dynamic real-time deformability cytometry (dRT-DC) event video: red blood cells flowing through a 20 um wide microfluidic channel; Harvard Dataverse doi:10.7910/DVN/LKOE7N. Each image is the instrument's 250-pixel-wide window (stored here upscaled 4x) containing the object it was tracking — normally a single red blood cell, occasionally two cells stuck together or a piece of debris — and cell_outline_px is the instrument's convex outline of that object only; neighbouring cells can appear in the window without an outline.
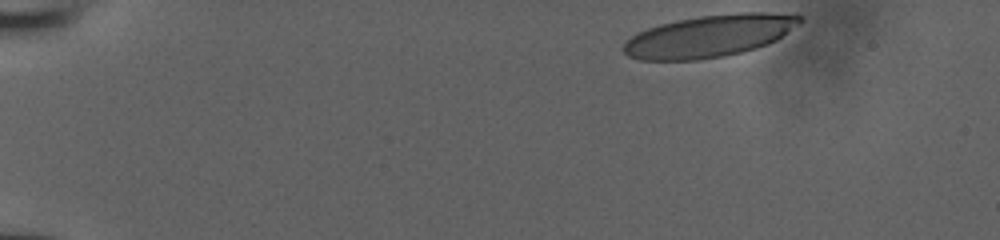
{"species": "human", "species_latin": "Homo sapiens", "temperature_condition": "room temperature", "stored_images_in_passage": 39, "camera_frame_rate_fps": 3000, "um_per_image_px": 0.085, "donor": {"sex": "male"}, "frame": {"image": 1, "passage_image": 1, "time_ms": 0.0, "image_size_px": [1000, 240], "cell_outline_px": [[804, 20], [800, 24], [776, 40], [768, 44], [756, 48], [724, 56], [696, 60], [640, 60], [628, 56], [620, 48], [624, 40], [636, 32], [660, 24], [676, 20], [700, 16], [740, 12], [796, 12], [804, 16]], "centroid_in_image_um": [60.33, 3.04], "position_along_channel_um": 24.7, "area_um2": 44.04}}
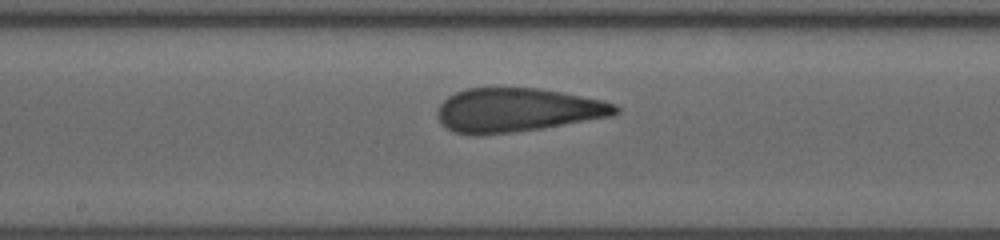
{"frame": {"image": 2, "passage_image": 23, "time_ms": 7.333, "image_size_px": [1000, 240], "cell_outline_px": [[620, 112], [612, 116], [544, 128], [512, 132], [456, 132], [448, 128], [440, 120], [436, 112], [440, 104], [448, 96], [456, 92], [468, 88], [540, 88], [604, 100], [616, 104], [620, 108]], "centroid_in_image_um": [44.06, 9.32], "position_along_channel_um": 204.1, "area_um2": 44.74}}
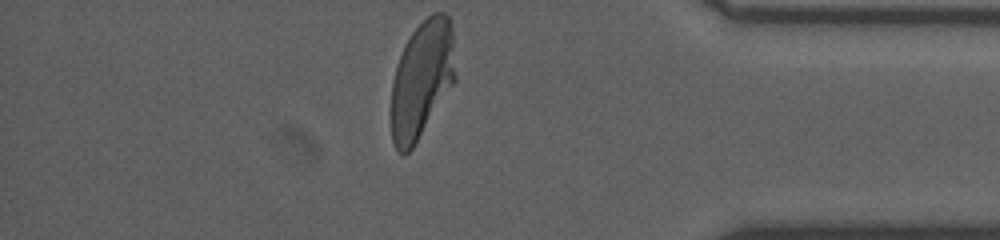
{"frame": {"image": 3, "passage_image": 39, "time_ms": 12.667, "image_size_px": [1000, 240], "cell_outline_px": [[456, 80], [412, 148], [404, 156], [396, 148], [392, 140], [392, 80], [396, 64], [404, 44], [412, 32], [432, 12], [444, 12], [448, 16], [452, 28], [456, 76]], "centroid_in_image_um": [35.86, 6.72], "position_along_channel_um": 399.3, "area_um2": 43.81}}